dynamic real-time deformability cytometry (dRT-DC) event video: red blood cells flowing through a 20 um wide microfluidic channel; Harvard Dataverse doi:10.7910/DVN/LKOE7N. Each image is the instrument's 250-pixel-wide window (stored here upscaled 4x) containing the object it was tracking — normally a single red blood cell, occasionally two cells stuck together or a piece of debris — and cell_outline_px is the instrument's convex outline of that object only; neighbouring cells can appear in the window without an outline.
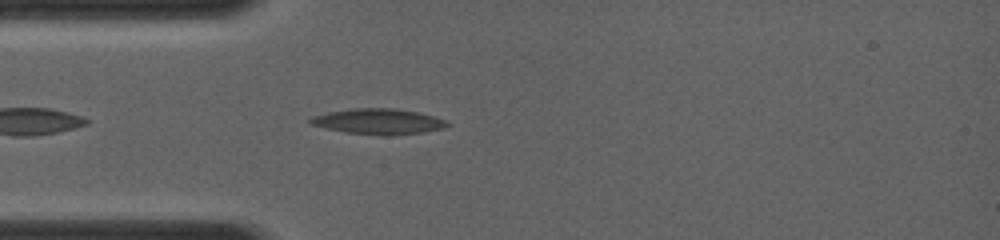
{"species": "common noctule bat (a hibernating species)", "species_latin": "Nyctalus noctula", "temperature_condition": "room temperature", "stored_images_in_passage": 1, "camera_frame_rate_fps": 4000, "um_per_image_px": 0.085, "animal": {"sex": "female", "body_mass_g": 19.0, "forearm_length_mm": 56.7}, "frame": {"image": 1, "passage_image": 1, "time_ms": 0.0, "image_size_px": [1000, 240], "cell_outline_px": [[452, 124], [444, 128], [420, 132], [348, 132], [328, 128], [312, 124], [308, 120], [312, 116], [328, 112], [352, 108], [396, 108], [416, 112], [448, 120]], "centroid_in_image_um": [32.18, 10.26], "position_along_channel_um": 52.8, "area_um2": 19.13}}